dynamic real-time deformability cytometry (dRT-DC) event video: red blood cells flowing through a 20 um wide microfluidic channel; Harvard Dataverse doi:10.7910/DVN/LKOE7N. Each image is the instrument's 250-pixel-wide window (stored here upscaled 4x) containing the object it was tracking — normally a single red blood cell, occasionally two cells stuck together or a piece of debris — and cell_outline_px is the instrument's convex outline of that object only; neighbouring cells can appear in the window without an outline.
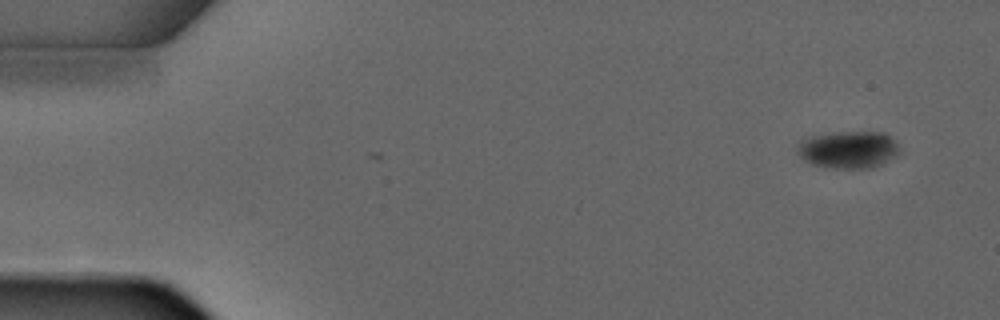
{"species": "common noctule bat (a hibernating species)", "species_latin": "Nyctalus noctula", "temperature_condition": "warm", "stored_images_in_passage": 4, "camera_frame_rate_fps": 3000, "um_per_image_px": 0.085, "animal": {"sex": "male", "forearm_length_mm": 52.5}, "frame": {"image": 1, "passage_image": 1, "time_ms": 0.0, "image_size_px": [1000, 320], "cell_outline_px": [[900, 152], [884, 164], [872, 168], [824, 168], [812, 164], [804, 160], [796, 152], [796, 144], [800, 140], [812, 136], [836, 132], [884, 132], [896, 144]], "centroid_in_image_um": [72.06, 12.73], "position_along_channel_um": 12.9, "area_um2": 22.37}}
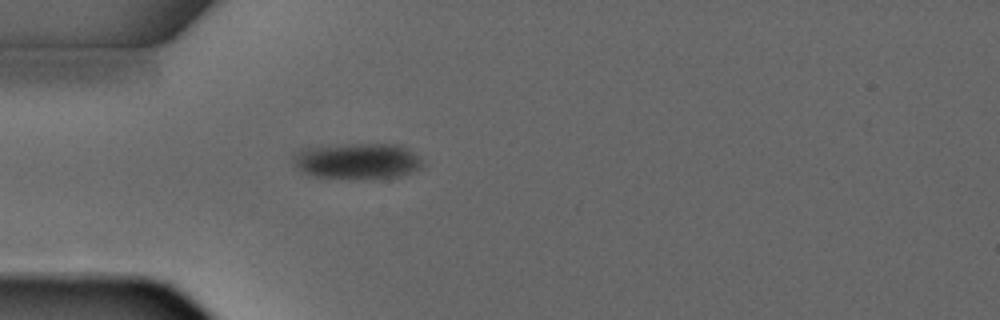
{"frame": {"image": 2, "passage_image": 4, "time_ms": 3.333, "image_size_px": [1000, 320], "cell_outline_px": [[420, 168], [400, 176], [308, 176], [292, 164], [292, 152], [300, 148], [344, 144], [400, 144], [408, 148], [420, 156]], "centroid_in_image_um": [30.29, 13.62], "position_along_channel_um": 54.7, "area_um2": 26.53}}